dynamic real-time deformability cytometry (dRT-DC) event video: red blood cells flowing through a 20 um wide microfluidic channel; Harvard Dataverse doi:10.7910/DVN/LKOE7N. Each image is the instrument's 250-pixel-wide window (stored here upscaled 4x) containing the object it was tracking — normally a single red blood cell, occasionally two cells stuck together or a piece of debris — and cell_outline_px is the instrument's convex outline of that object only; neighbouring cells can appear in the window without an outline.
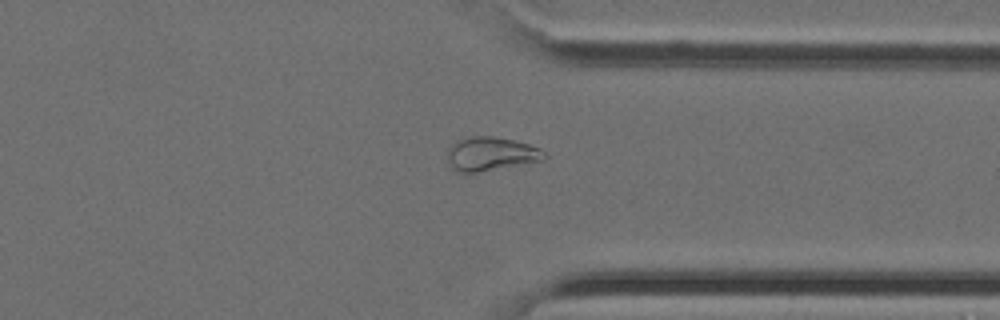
{"species": "Egyptian fruit bat (a non-hibernating species)", "species_latin": "Rousettus aegyptiacus", "temperature_condition": "cold", "stored_images_in_passage": 27, "camera_frame_rate_fps": 3000, "um_per_image_px": 0.085, "animal": {"sex": "female"}, "frame": {"image": 1, "passage_image": 18, "time_ms": 5.667, "image_size_px": [1000, 320], "cell_outline_px": [[548, 156], [544, 160], [476, 172], [456, 172], [448, 168], [448, 148], [456, 140], [476, 136], [492, 136], [512, 140], [528, 144], [540, 148]], "centroid_in_image_um": [41.69, 13.09], "position_along_channel_um": 369.7, "area_um2": 19.02}}
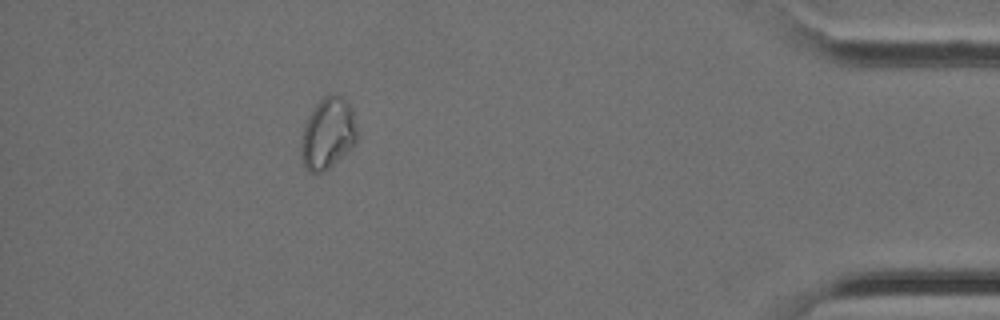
{"frame": {"image": 2, "passage_image": 23, "time_ms": 7.333, "image_size_px": [1000, 320], "cell_outline_px": [[356, 144], [352, 148], [324, 172], [308, 172], [304, 168], [300, 156], [300, 144], [304, 128], [308, 116], [312, 108], [328, 92], [340, 96], [348, 100], [352, 108], [356, 132]], "centroid_in_image_um": [27.85, 11.35], "position_along_channel_um": 407.4, "area_um2": 23.52}}